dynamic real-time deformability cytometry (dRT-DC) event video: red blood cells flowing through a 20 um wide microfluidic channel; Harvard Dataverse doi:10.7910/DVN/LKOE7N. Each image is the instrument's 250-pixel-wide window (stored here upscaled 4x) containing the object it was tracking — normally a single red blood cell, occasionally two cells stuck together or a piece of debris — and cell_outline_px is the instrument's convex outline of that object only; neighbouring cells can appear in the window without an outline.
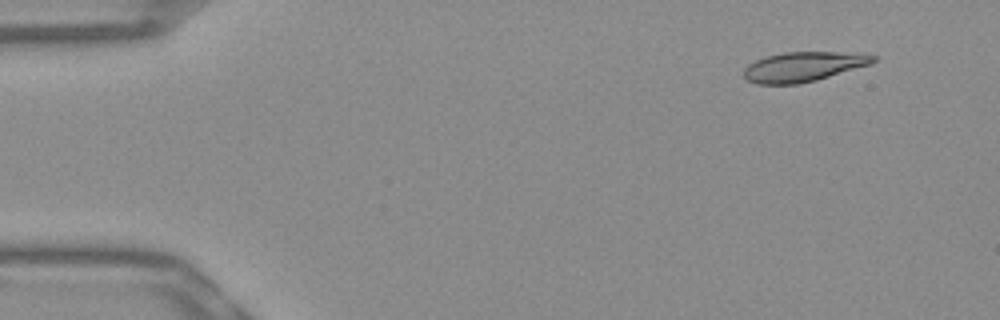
{"species": "Egyptian fruit bat (a non-hibernating species)", "species_latin": "Rousettus aegyptiacus", "temperature_condition": "warm", "stored_images_in_passage": 11, "camera_frame_rate_fps": 3000, "um_per_image_px": 0.085, "frame": {"image": 1, "passage_image": 1, "time_ms": 0.0, "image_size_px": [1000, 320], "cell_outline_px": [[876, 60], [872, 64], [816, 80], [796, 84], [756, 84], [748, 80], [744, 76], [744, 68], [748, 64], [764, 56], [784, 52], [860, 52], [876, 56]], "centroid_in_image_um": [68.31, 5.65], "position_along_channel_um": 16.7, "area_um2": 22.6}}